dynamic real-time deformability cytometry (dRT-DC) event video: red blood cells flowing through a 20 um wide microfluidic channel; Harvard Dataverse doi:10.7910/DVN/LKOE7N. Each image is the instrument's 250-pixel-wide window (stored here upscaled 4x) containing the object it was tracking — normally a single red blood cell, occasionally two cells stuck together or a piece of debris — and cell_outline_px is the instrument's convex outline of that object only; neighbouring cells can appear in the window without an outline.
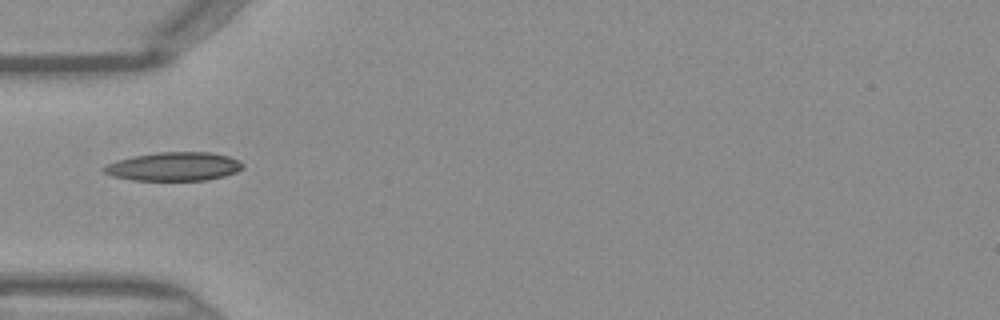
{"species": "Egyptian fruit bat (a non-hibernating species)", "species_latin": "Rousettus aegyptiacus", "temperature_condition": "warm", "stored_images_in_passage": 30, "camera_frame_rate_fps": 3000, "um_per_image_px": 0.085, "frame": {"image": 1, "passage_image": 1, "time_ms": 0.0, "image_size_px": [1000, 320], "cell_outline_px": [[244, 168], [236, 172], [224, 176], [204, 180], [132, 180], [112, 176], [104, 172], [100, 168], [108, 164], [132, 156], [156, 152], [208, 152], [228, 156], [240, 160], [244, 164]], "centroid_in_image_um": [14.8, 14.15], "position_along_channel_um": 70.2, "area_um2": 23.18}}
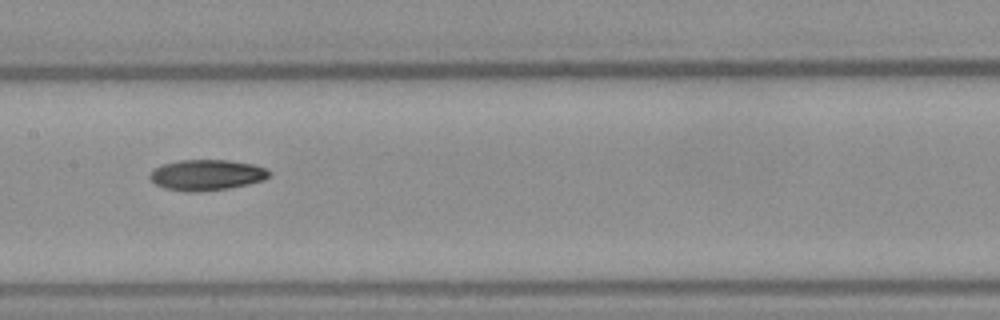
{"frame": {"image": 2, "passage_image": 9, "time_ms": 2.667, "image_size_px": [1000, 320], "cell_outline_px": [[272, 172], [264, 180], [248, 184], [228, 188], [200, 192], [188, 192], [164, 188], [156, 184], [148, 176], [160, 164], [180, 160], [228, 160], [252, 164], [264, 168]], "centroid_in_image_um": [17.56, 14.87], "position_along_channel_um": 189.8, "area_um2": 21.33}}
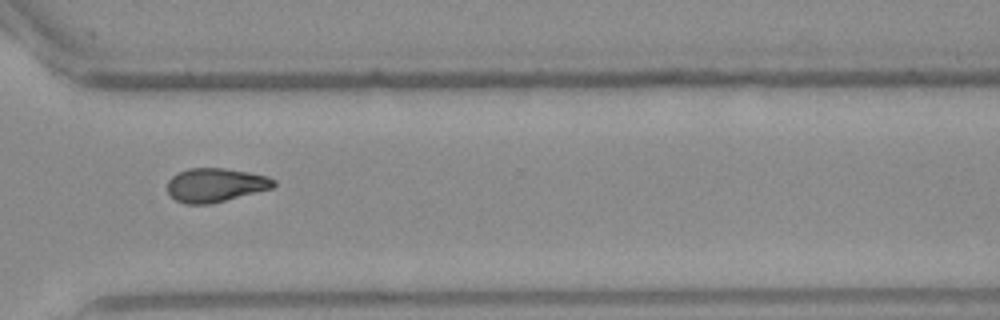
{"frame": {"image": 3, "passage_image": 20, "time_ms": 6.333, "image_size_px": [1000, 320], "cell_outline_px": [[276, 184], [272, 188], [208, 204], [184, 204], [176, 200], [168, 192], [168, 180], [172, 176], [188, 168], [224, 168], [248, 172], [268, 176], [276, 180]], "centroid_in_image_um": [18.31, 15.72], "position_along_channel_um": 352.3, "area_um2": 20.75}}